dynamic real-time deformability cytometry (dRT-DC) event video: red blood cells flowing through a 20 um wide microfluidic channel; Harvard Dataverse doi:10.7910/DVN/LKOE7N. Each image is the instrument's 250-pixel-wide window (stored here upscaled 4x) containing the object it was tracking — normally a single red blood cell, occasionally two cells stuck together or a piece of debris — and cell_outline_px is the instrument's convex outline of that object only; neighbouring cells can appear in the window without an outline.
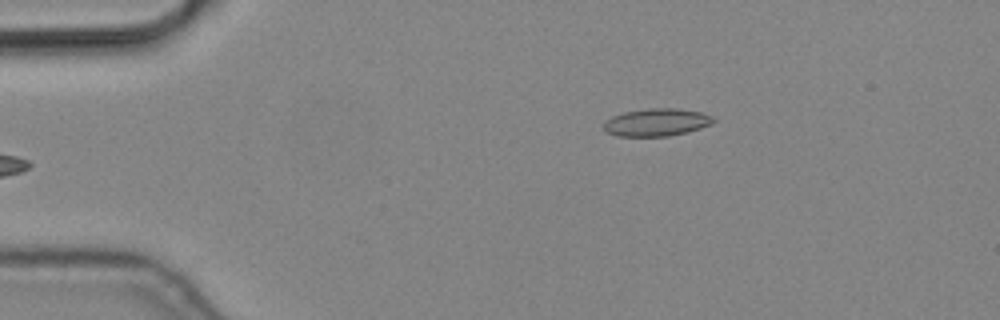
{"species": "common noctule bat (a hibernating species)", "species_latin": "Nyctalus noctula", "temperature_condition": "cold", "stored_images_in_passage": 5, "camera_frame_rate_fps": 3000, "um_per_image_px": 0.085, "animal": {"sex": "male", "body_mass_g": 19.2, "forearm_length_mm": 51.8}, "frame": {"image": 1, "passage_image": 1, "time_ms": 0.0, "image_size_px": [1000, 320], "cell_outline_px": [[716, 120], [712, 124], [688, 132], [668, 136], [616, 136], [604, 132], [604, 120], [612, 116], [624, 112], [648, 108], [676, 108], [700, 112], [716, 116]], "centroid_in_image_um": [55.81, 10.39], "position_along_channel_um": 29.2, "area_um2": 17.92}}
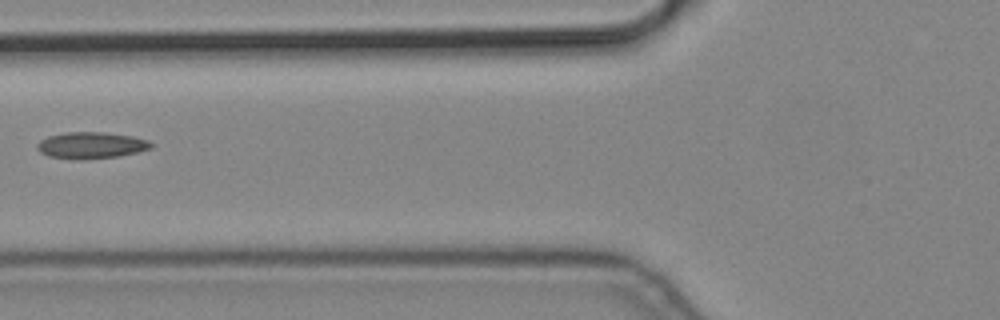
{"frame": {"image": 2, "passage_image": 4, "time_ms": 1.0, "image_size_px": [1000, 320], "cell_outline_px": [[152, 148], [120, 156], [84, 160], [76, 160], [48, 156], [40, 152], [36, 148], [36, 144], [40, 140], [48, 136], [68, 132], [104, 132], [132, 136], [148, 140], [152, 144]], "centroid_in_image_um": [7.72, 12.36], "position_along_channel_um": 118.1, "area_um2": 17.74}}
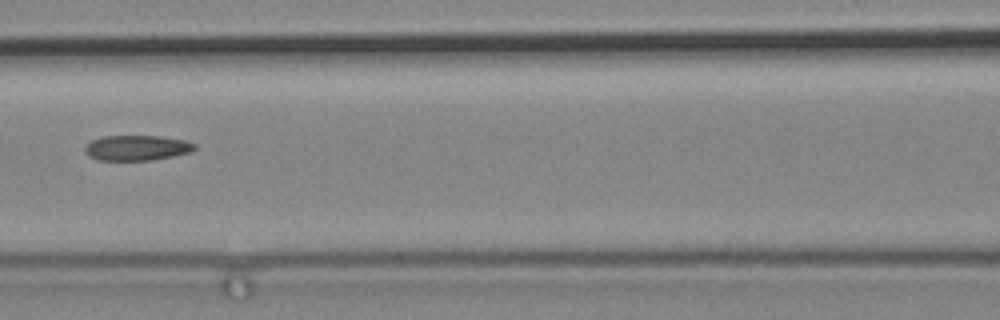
{"frame": {"image": 3, "passage_image": 5, "time_ms": 1.333, "image_size_px": [1000, 320], "cell_outline_px": [[196, 148], [192, 152], [152, 160], [100, 160], [88, 156], [84, 152], [84, 148], [92, 140], [104, 136], [160, 136], [184, 140], [196, 144]], "centroid_in_image_um": [11.64, 12.57], "position_along_channel_um": 155.0, "area_um2": 16.13}}